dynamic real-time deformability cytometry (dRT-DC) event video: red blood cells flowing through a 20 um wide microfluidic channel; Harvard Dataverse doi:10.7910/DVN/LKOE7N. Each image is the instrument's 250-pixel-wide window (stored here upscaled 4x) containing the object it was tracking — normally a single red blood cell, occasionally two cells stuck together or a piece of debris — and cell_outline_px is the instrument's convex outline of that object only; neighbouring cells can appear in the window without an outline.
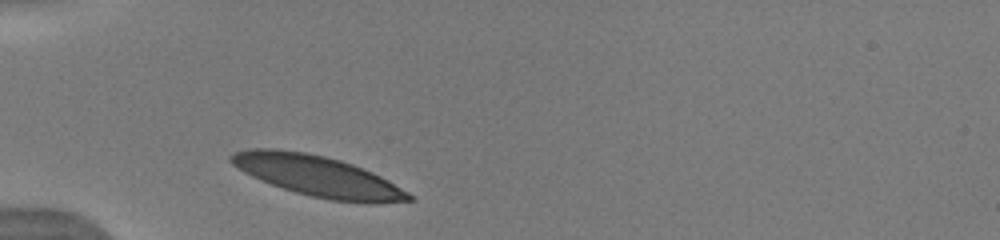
{"species": "human", "species_latin": "Homo sapiens", "temperature_condition": "warm", "stored_images_in_passage": 18, "camera_frame_rate_fps": 3000, "um_per_image_px": 0.085, "donor": {"sex": "male"}, "frame": {"image": 1, "passage_image": 1, "time_ms": 0.0, "image_size_px": [1000, 240], "cell_outline_px": [[416, 200], [380, 204], [368, 204], [332, 200], [312, 196], [296, 192], [260, 180], [244, 172], [232, 164], [228, 160], [228, 156], [236, 152], [252, 148], [276, 148], [304, 152], [324, 156], [340, 160], [352, 164], [372, 172], [388, 180], [408, 192]], "centroid_in_image_um": [27.04, 14.98], "position_along_channel_um": 58.0, "area_um2": 42.14}}
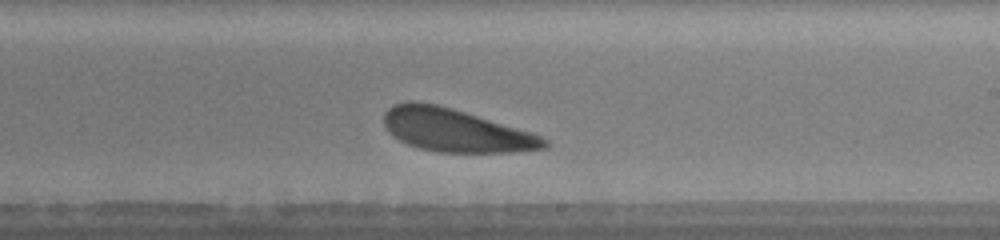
{"frame": {"image": 2, "passage_image": 11, "time_ms": 5.333, "image_size_px": [1000, 240], "cell_outline_px": [[548, 148], [512, 152], [436, 152], [420, 148], [408, 144], [400, 140], [388, 132], [384, 124], [384, 112], [392, 104], [408, 100], [416, 100], [436, 104], [452, 108], [532, 132], [548, 140]], "centroid_in_image_um": [38.7, 11.06], "position_along_channel_um": 250.3, "area_um2": 40.29}, "authors_computed_cell_mechanics": {"area_um2": 41.7894, "velocity_mm_per_s": 3.8648, "shape_relaxation_time_tau1_ms": 1.6148, "shape_relaxation_time_tau2_ms": 11.3338, "deformation_change_tau1": 0.1084, "deformation_change_tau2": 0.2155}}